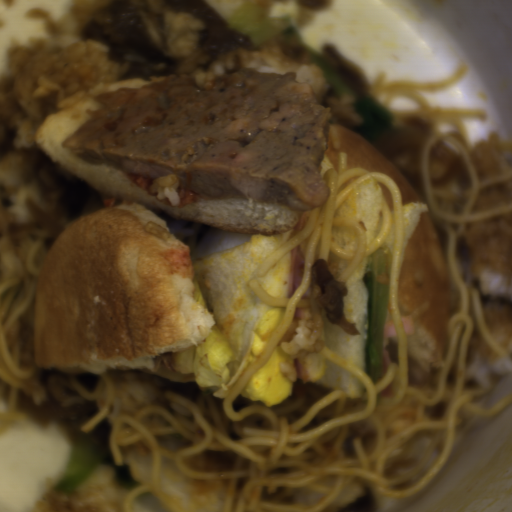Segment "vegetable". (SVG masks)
Here are the masks:
<instances>
[{"instance_id": "add77e79", "label": "vegetable", "mask_w": 512, "mask_h": 512, "mask_svg": "<svg viewBox=\"0 0 512 512\" xmlns=\"http://www.w3.org/2000/svg\"><path fill=\"white\" fill-rule=\"evenodd\" d=\"M223 15L256 41L288 39L296 42L305 58L321 73L328 89L351 99L357 114V123L351 130L370 143L391 130L393 115L368 89V93L358 94L341 84L326 66L324 57L306 44L294 21L265 12L257 5L243 6Z\"/></svg>"}, {"instance_id": "ea0f7189", "label": "vegetable", "mask_w": 512, "mask_h": 512, "mask_svg": "<svg viewBox=\"0 0 512 512\" xmlns=\"http://www.w3.org/2000/svg\"><path fill=\"white\" fill-rule=\"evenodd\" d=\"M100 463L92 452L77 448L70 440L61 475L50 491L69 497L84 484Z\"/></svg>"}]
</instances>
